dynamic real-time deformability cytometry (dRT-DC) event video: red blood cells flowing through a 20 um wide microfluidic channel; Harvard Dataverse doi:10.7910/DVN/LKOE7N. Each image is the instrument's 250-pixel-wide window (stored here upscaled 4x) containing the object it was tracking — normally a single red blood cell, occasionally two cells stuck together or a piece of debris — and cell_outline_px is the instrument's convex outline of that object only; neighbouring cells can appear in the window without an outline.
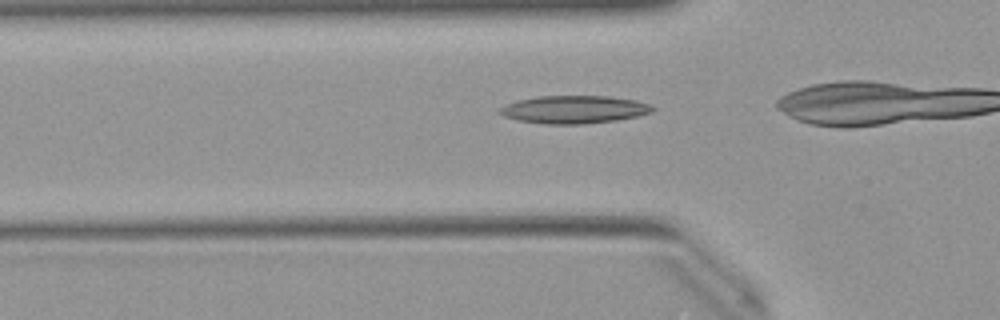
{"species": "Egyptian fruit bat (a non-hibernating species)", "species_latin": "Rousettus aegyptiacus", "temperature_condition": "warm", "stored_images_in_passage": 27, "camera_frame_rate_fps": 3000, "um_per_image_px": 0.085, "animal": {"sex": "female"}, "frame": {"image": 1, "passage_image": 5, "time_ms": 1.333, "image_size_px": [1000, 320], "cell_outline_px": [[656, 108], [652, 112], [636, 116], [616, 120], [584, 124], [544, 124], [520, 120], [504, 116], [496, 112], [504, 104], [516, 100], [536, 96], [608, 96], [636, 100], [648, 104]], "centroid_in_image_um": [48.76, 9.3], "position_along_channel_um": 77.0, "area_um2": 24.85}}
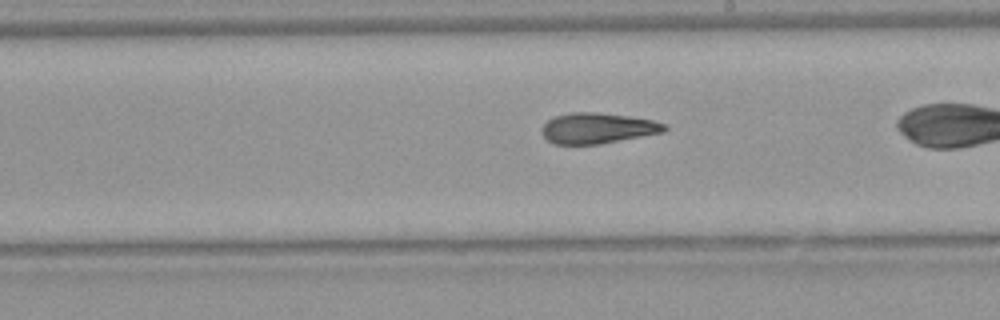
{"frame": {"image": 2, "passage_image": 17, "time_ms": 5.333, "image_size_px": [1000, 320], "cell_outline_px": [[668, 128], [664, 132], [600, 144], [552, 144], [540, 132], [540, 128], [548, 120], [556, 116], [572, 112], [596, 112], [628, 116], [652, 120], [664, 124]], "centroid_in_image_um": [50.76, 10.9], "position_along_channel_um": 238.2, "area_um2": 21.85}}
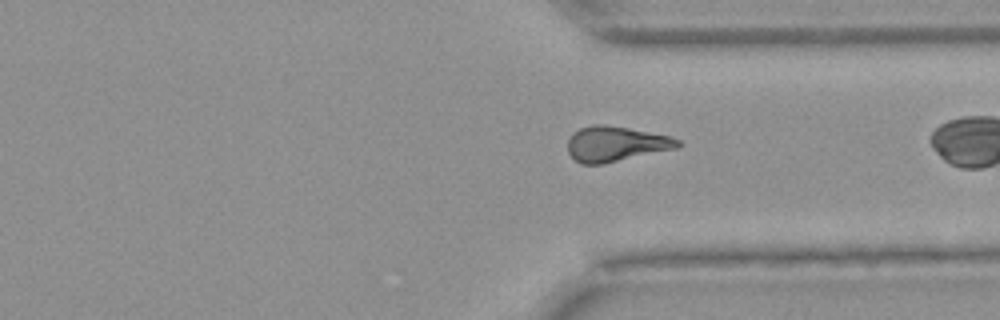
{"frame": {"image": 3, "passage_image": 26, "time_ms": 8.333, "image_size_px": [1000, 320], "cell_outline_px": [[680, 144], [676, 148], [604, 164], [580, 164], [568, 152], [568, 140], [572, 132], [580, 128], [592, 124], [604, 124], [628, 128], [672, 136], [680, 140]], "centroid_in_image_um": [52.32, 12.22], "position_along_channel_um": 359.1, "area_um2": 22.6}}